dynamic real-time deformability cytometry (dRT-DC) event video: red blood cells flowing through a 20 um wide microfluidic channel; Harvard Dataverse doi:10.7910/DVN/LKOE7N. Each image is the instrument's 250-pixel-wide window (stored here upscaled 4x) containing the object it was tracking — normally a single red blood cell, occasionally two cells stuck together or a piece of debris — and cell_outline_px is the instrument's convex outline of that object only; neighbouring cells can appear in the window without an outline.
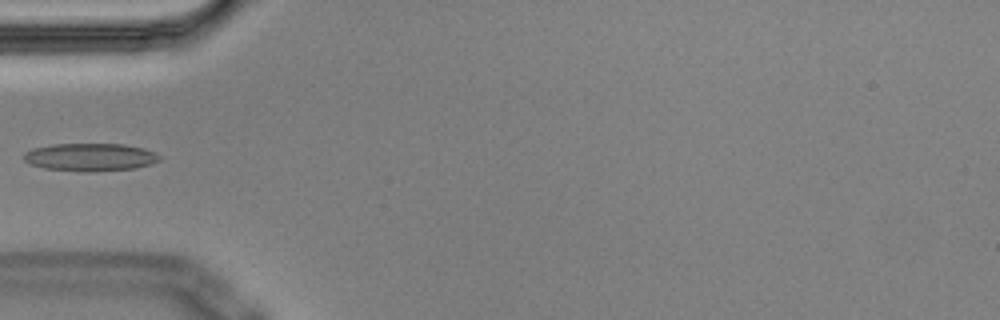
{"species": "Egyptian fruit bat (a non-hibernating species)", "species_latin": "Rousettus aegyptiacus", "temperature_condition": "cold", "stored_images_in_passage": 5, "camera_frame_rate_fps": 3000, "um_per_image_px": 0.085, "animal": {"sex": "male"}, "frame": {"image": 1, "passage_image": 5, "time_ms": 1.333, "image_size_px": [1000, 320], "cell_outline_px": [[164, 156], [160, 160], [152, 164], [136, 168], [96, 172], [88, 172], [44, 168], [32, 164], [24, 160], [24, 152], [32, 148], [52, 144], [124, 144], [144, 148], [156, 152]], "centroid_in_image_um": [7.74, 13.35], "position_along_channel_um": 77.3, "area_um2": 22.31}}